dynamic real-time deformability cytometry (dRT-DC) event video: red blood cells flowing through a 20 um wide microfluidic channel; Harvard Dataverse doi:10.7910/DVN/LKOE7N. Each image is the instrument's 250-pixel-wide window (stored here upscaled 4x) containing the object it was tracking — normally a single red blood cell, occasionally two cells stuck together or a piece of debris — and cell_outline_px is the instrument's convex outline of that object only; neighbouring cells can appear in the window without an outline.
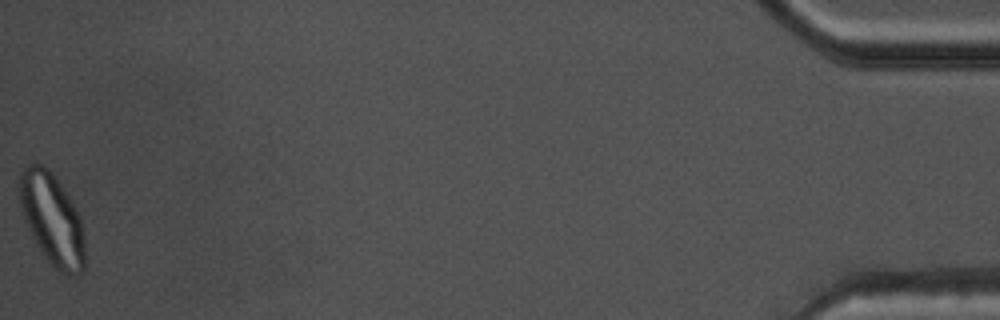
{"species": "common noctule bat (a hibernating species)", "species_latin": "Nyctalus noctula", "temperature_condition": "warm", "stored_images_in_passage": 43, "camera_frame_rate_fps": 3000, "um_per_image_px": 0.085, "animal": {"sex": "male", "body_mass_g": 17.5, "forearm_length_mm": 52.3}, "frame": {"image": 1, "passage_image": 43, "time_ms": 14.0, "image_size_px": [1000, 320], "cell_outline_px": [[84, 272], [76, 276], [72, 276], [60, 272], [40, 252], [20, 212], [16, 192], [16, 188], [20, 172], [28, 164], [36, 160], [44, 164], [52, 172], [76, 208], [80, 216], [84, 232]], "centroid_in_image_um": [4.37, 18.58], "position_along_channel_um": 430.8, "area_um2": 35.89}, "authors_computed_cell_mechanics": {"area_um2": 25.8366, "velocity_mm_per_s": 3.7594, "shape_relaxation_time_tau1_ms": null, "shape_relaxation_time_tau2_ms": 1.2912, "deformation_change_tau1": null, "deformation_change_tau2": 0.0727}}